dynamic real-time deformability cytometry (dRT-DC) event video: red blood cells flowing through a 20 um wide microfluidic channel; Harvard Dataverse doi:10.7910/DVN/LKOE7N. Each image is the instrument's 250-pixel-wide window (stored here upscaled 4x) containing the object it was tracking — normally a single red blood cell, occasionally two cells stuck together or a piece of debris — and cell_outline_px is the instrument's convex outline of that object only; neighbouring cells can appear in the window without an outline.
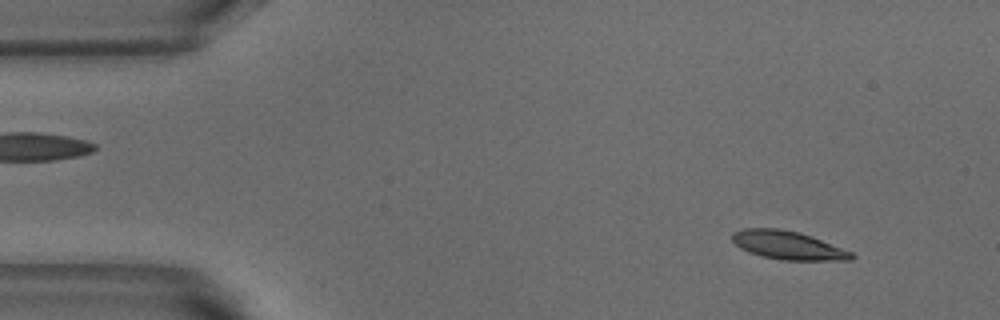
{"species": "common noctule bat (a hibernating species)", "species_latin": "Nyctalus noctula", "temperature_condition": "warm", "stored_images_in_passage": 51, "camera_frame_rate_fps": 3000, "um_per_image_px": 0.085, "animal": {"sex": "male", "body_mass_g": 18.8}, "frame": {"image": 1, "passage_image": 4, "time_ms": 1.0, "image_size_px": [1000, 320], "cell_outline_px": [[856, 256], [852, 260], [780, 260], [760, 256], [748, 252], [740, 248], [732, 240], [732, 232], [744, 228], [780, 228], [800, 232], [812, 236], [852, 252]], "centroid_in_image_um": [66.96, 20.84], "position_along_channel_um": 18.0, "area_um2": 19.94}}
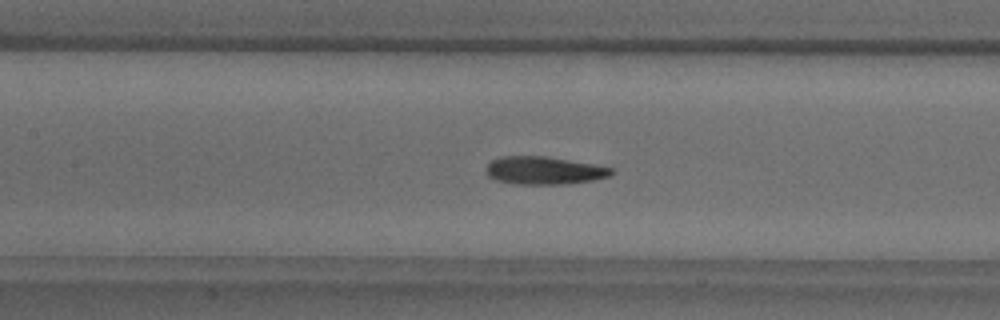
{"frame": {"image": 2, "passage_image": 22, "time_ms": 7.0, "image_size_px": [1000, 320], "cell_outline_px": [[616, 172], [612, 176], [592, 180], [564, 184], [516, 184], [496, 180], [488, 176], [484, 172], [488, 164], [492, 160], [500, 156], [548, 156], [596, 164], [612, 168]], "centroid_in_image_um": [46.27, 14.48], "position_along_channel_um": 161.1, "area_um2": 20.63}}
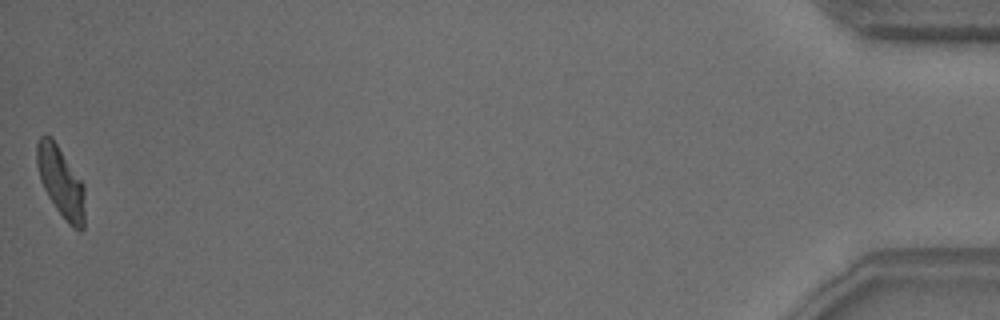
{"frame": {"image": 3, "passage_image": 51, "time_ms": 16.667, "image_size_px": [1000, 320], "cell_outline_px": [[84, 228], [80, 232], [72, 228], [68, 224], [56, 208], [48, 196], [40, 180], [36, 164], [36, 144], [40, 136], [52, 136], [84, 184]], "centroid_in_image_um": [5.17, 15.47], "position_along_channel_um": 430.0, "area_um2": 19.88}, "authors_computed_cell_mechanics": {"area_um2": 20.4034, "velocity_mm_per_s": 3.8076, "shape_relaxation_time_tau1_ms": 3.3741, "shape_relaxation_time_tau2_ms": 2.4508, "deformation_change_tau1": 0.1569, "deformation_change_tau2": 0.0963}}